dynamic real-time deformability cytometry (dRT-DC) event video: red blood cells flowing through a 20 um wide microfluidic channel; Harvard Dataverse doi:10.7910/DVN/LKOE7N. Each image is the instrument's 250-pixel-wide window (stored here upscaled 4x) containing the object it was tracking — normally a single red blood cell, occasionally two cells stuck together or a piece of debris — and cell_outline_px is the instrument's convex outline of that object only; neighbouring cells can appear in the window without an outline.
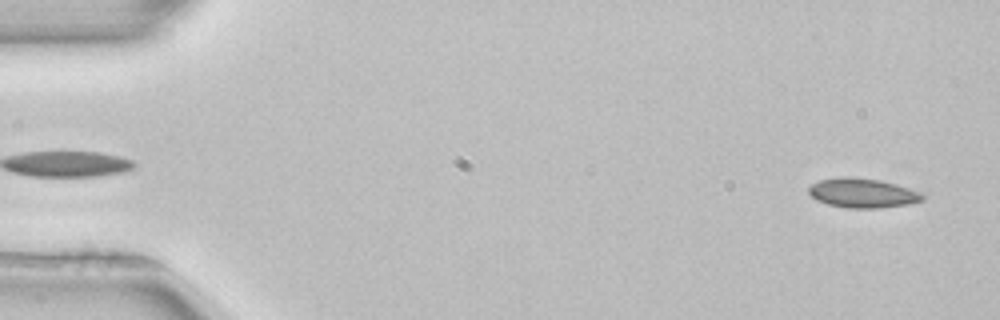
{"species": "common noctule bat (a hibernating species)", "species_latin": "Nyctalus noctula", "temperature_condition": "room temperature", "stored_images_in_passage": 52, "camera_frame_rate_fps": 3000, "um_per_image_px": 0.085, "animal": {"sex": "female", "body_mass_g": 22.7, "forearm_length_mm": 54.2}, "frame": {"image": 1, "passage_image": 2, "time_ms": 0.333, "image_size_px": [1000, 320], "cell_outline_px": [[924, 200], [908, 204], [876, 208], [848, 208], [828, 204], [816, 200], [808, 192], [808, 188], [812, 184], [820, 180], [880, 180], [896, 184], [920, 192], [924, 196]], "centroid_in_image_um": [73.36, 16.46], "position_along_channel_um": 11.6, "area_um2": 18.5}}
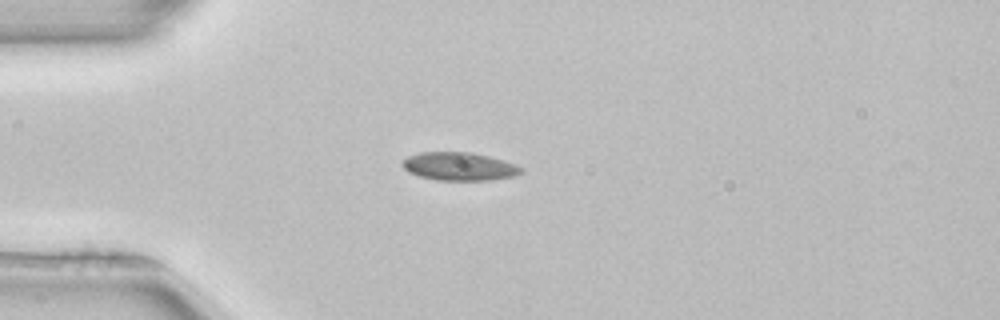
{"frame": {"image": 2, "passage_image": 13, "time_ms": 4.0, "image_size_px": [1000, 320], "cell_outline_px": [[524, 168], [516, 176], [492, 180], [436, 180], [420, 176], [408, 172], [404, 168], [404, 160], [408, 156], [420, 152], [472, 152], [488, 156]], "centroid_in_image_um": [39.03, 14.15], "position_along_channel_um": 46.0, "area_um2": 19.25}}
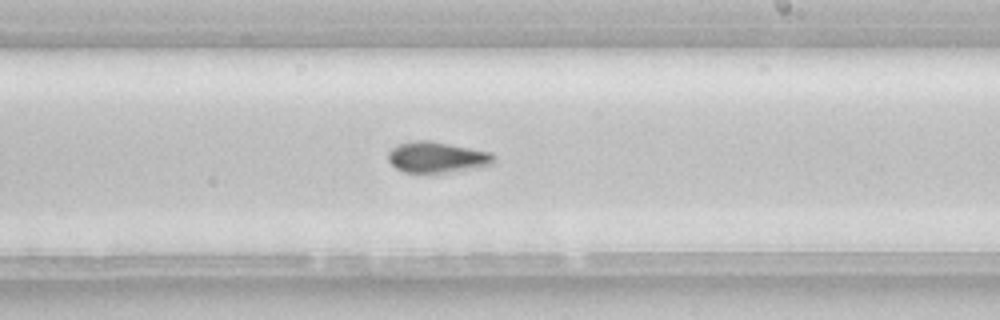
{"frame": {"image": 3, "passage_image": 30, "time_ms": 9.667, "image_size_px": [1000, 320], "cell_outline_px": [[496, 160], [492, 164], [440, 172], [404, 172], [396, 168], [388, 160], [388, 152], [392, 148], [400, 144], [412, 140], [428, 140], [492, 152], [496, 156]], "centroid_in_image_um": [37.12, 13.34], "position_along_channel_um": 251.9, "area_um2": 18.61}}